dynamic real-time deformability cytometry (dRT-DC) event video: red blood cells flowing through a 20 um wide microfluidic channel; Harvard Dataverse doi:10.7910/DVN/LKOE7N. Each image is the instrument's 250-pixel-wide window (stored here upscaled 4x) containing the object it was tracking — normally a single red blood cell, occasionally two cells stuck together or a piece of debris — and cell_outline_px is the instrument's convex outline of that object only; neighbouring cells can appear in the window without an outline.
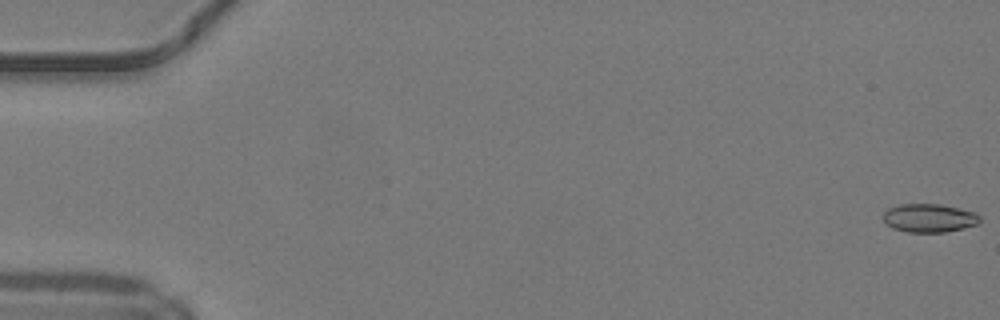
{"species": "common noctule bat (a hibernating species)", "species_latin": "Nyctalus noctula", "temperature_condition": "warm", "stored_images_in_passage": 15, "camera_frame_rate_fps": 3000, "um_per_image_px": 0.085, "animal": {"sex": "male", "body_mass_g": 19.2, "forearm_length_mm": 51.8}, "frame": {"image": 1, "passage_image": 1, "time_ms": 0.0, "image_size_px": [1000, 320], "cell_outline_px": [[980, 220], [976, 224], [964, 228], [944, 232], [908, 232], [892, 228], [884, 224], [884, 212], [888, 208], [900, 204], [940, 204], [976, 212], [980, 216]], "centroid_in_image_um": [78.96, 18.53], "position_along_channel_um": 6.0, "area_um2": 16.07}}
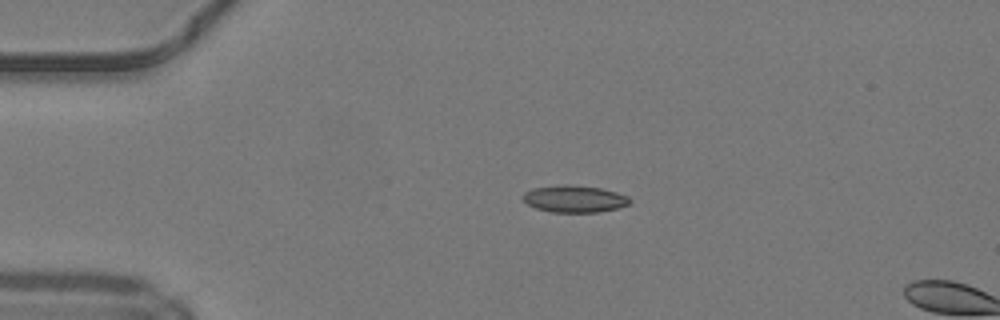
{"frame": {"image": 2, "passage_image": 12, "time_ms": 3.667, "image_size_px": [1000, 320], "cell_outline_px": [[632, 200], [628, 204], [616, 208], [600, 212], [552, 212], [536, 208], [528, 204], [520, 196], [524, 192], [532, 188], [556, 184], [568, 184], [600, 188], [616, 192], [628, 196]], "centroid_in_image_um": [48.79, 16.89], "position_along_channel_um": 36.2, "area_um2": 16.94}}